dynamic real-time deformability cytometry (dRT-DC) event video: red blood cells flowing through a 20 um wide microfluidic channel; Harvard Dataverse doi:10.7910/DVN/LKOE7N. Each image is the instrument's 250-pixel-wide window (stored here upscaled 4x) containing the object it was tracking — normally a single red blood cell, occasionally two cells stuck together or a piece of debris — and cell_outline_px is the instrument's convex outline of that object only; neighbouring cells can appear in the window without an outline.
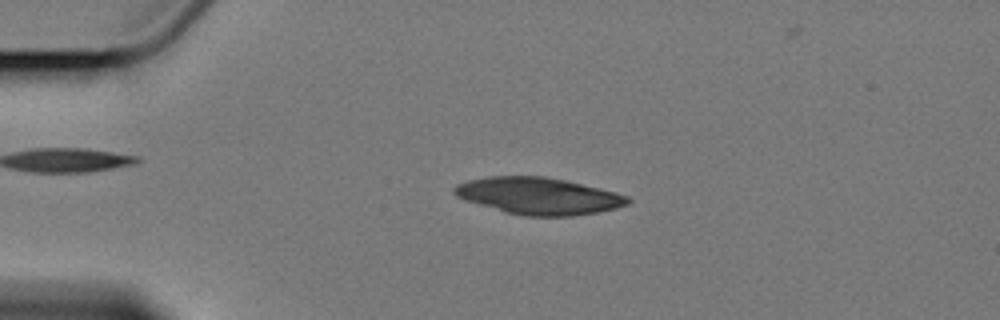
{"species": "Egyptian fruit bat (a non-hibernating species)", "species_latin": "Rousettus aegyptiacus", "temperature_condition": "cold", "stored_images_in_passage": 6, "camera_frame_rate_fps": 3000, "um_per_image_px": 0.085, "animal": {"sex": "female"}, "frame": {"image": 1, "passage_image": 4, "time_ms": 3.667, "image_size_px": [1000, 320], "cell_outline_px": [[632, 200], [628, 204], [616, 208], [600, 212], [572, 216], [524, 216], [504, 212], [464, 200], [456, 196], [452, 192], [452, 188], [456, 184], [468, 180], [488, 176], [544, 176], [564, 180], [600, 188], [616, 192], [628, 196]], "centroid_in_image_um": [45.76, 16.66], "position_along_channel_um": 39.2, "area_um2": 37.51}}